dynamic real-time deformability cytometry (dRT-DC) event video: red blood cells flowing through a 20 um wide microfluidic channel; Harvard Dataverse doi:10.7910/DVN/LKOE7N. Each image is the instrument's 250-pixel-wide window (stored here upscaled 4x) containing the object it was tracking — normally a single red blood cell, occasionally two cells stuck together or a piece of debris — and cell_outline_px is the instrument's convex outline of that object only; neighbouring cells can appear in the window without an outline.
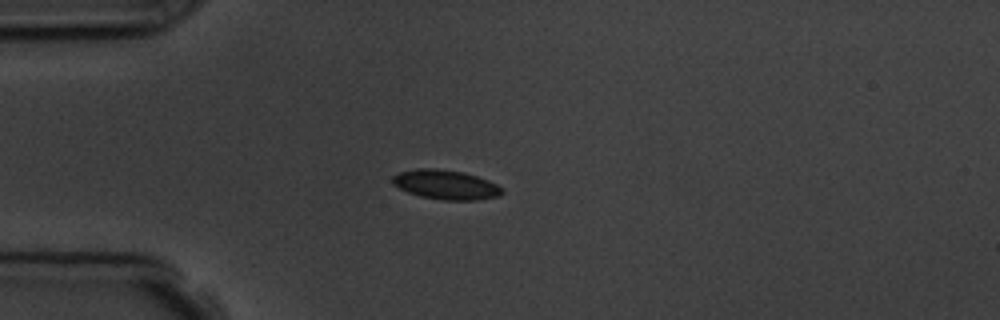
{"species": "common noctule bat (a hibernating species)", "species_latin": "Nyctalus noctula", "temperature_condition": "room temperature", "stored_images_in_passage": 1, "camera_frame_rate_fps": 3000, "um_per_image_px": 0.085, "animal": {"sex": "male", "body_mass_g": 19.5, "forearm_length_mm": 54.6}, "frame": {"image": 1, "passage_image": 1, "time_ms": 0.0, "image_size_px": [1000, 320], "cell_outline_px": [[504, 192], [500, 196], [476, 200], [444, 200], [420, 196], [408, 192], [392, 184], [392, 176], [400, 172], [416, 168], [436, 168], [464, 172], [488, 180], [504, 188]], "centroid_in_image_um": [37.91, 15.69], "position_along_channel_um": 47.1, "area_um2": 18.9}}